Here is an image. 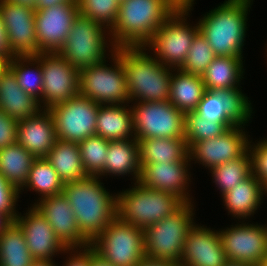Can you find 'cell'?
Returning a JSON list of instances; mask_svg holds the SVG:
<instances>
[{
	"instance_id": "obj_12",
	"label": "cell",
	"mask_w": 267,
	"mask_h": 266,
	"mask_svg": "<svg viewBox=\"0 0 267 266\" xmlns=\"http://www.w3.org/2000/svg\"><path fill=\"white\" fill-rule=\"evenodd\" d=\"M99 106V103L78 94L50 107L57 139L80 143L95 135Z\"/></svg>"
},
{
	"instance_id": "obj_47",
	"label": "cell",
	"mask_w": 267,
	"mask_h": 266,
	"mask_svg": "<svg viewBox=\"0 0 267 266\" xmlns=\"http://www.w3.org/2000/svg\"><path fill=\"white\" fill-rule=\"evenodd\" d=\"M136 266H180L172 261L155 260L153 258H147L146 256Z\"/></svg>"
},
{
	"instance_id": "obj_39",
	"label": "cell",
	"mask_w": 267,
	"mask_h": 266,
	"mask_svg": "<svg viewBox=\"0 0 267 266\" xmlns=\"http://www.w3.org/2000/svg\"><path fill=\"white\" fill-rule=\"evenodd\" d=\"M215 57L212 47L199 31L192 41L186 60L180 70L185 73L202 75Z\"/></svg>"
},
{
	"instance_id": "obj_19",
	"label": "cell",
	"mask_w": 267,
	"mask_h": 266,
	"mask_svg": "<svg viewBox=\"0 0 267 266\" xmlns=\"http://www.w3.org/2000/svg\"><path fill=\"white\" fill-rule=\"evenodd\" d=\"M24 215L18 214L15 222L23 230L29 252L35 260H53V256L60 254L59 252L68 253V248L57 238L46 218L33 205Z\"/></svg>"
},
{
	"instance_id": "obj_40",
	"label": "cell",
	"mask_w": 267,
	"mask_h": 266,
	"mask_svg": "<svg viewBox=\"0 0 267 266\" xmlns=\"http://www.w3.org/2000/svg\"><path fill=\"white\" fill-rule=\"evenodd\" d=\"M79 14L99 22L109 30L117 18L119 4L116 0H76Z\"/></svg>"
},
{
	"instance_id": "obj_22",
	"label": "cell",
	"mask_w": 267,
	"mask_h": 266,
	"mask_svg": "<svg viewBox=\"0 0 267 266\" xmlns=\"http://www.w3.org/2000/svg\"><path fill=\"white\" fill-rule=\"evenodd\" d=\"M243 74V58L216 56L201 76L208 91L229 93L235 96L250 112H253L249 97L238 88Z\"/></svg>"
},
{
	"instance_id": "obj_18",
	"label": "cell",
	"mask_w": 267,
	"mask_h": 266,
	"mask_svg": "<svg viewBox=\"0 0 267 266\" xmlns=\"http://www.w3.org/2000/svg\"><path fill=\"white\" fill-rule=\"evenodd\" d=\"M34 207L46 218L66 248H82L91 243L81 234L76 217L63 193L38 199Z\"/></svg>"
},
{
	"instance_id": "obj_6",
	"label": "cell",
	"mask_w": 267,
	"mask_h": 266,
	"mask_svg": "<svg viewBox=\"0 0 267 266\" xmlns=\"http://www.w3.org/2000/svg\"><path fill=\"white\" fill-rule=\"evenodd\" d=\"M193 202L185 203L174 214L144 229V251L147 258L179 264L184 242L194 226Z\"/></svg>"
},
{
	"instance_id": "obj_32",
	"label": "cell",
	"mask_w": 267,
	"mask_h": 266,
	"mask_svg": "<svg viewBox=\"0 0 267 266\" xmlns=\"http://www.w3.org/2000/svg\"><path fill=\"white\" fill-rule=\"evenodd\" d=\"M35 159L32 153L17 142L0 149V173L20 194Z\"/></svg>"
},
{
	"instance_id": "obj_48",
	"label": "cell",
	"mask_w": 267,
	"mask_h": 266,
	"mask_svg": "<svg viewBox=\"0 0 267 266\" xmlns=\"http://www.w3.org/2000/svg\"><path fill=\"white\" fill-rule=\"evenodd\" d=\"M177 10H189L193 9L195 0H168ZM192 8V9H191Z\"/></svg>"
},
{
	"instance_id": "obj_37",
	"label": "cell",
	"mask_w": 267,
	"mask_h": 266,
	"mask_svg": "<svg viewBox=\"0 0 267 266\" xmlns=\"http://www.w3.org/2000/svg\"><path fill=\"white\" fill-rule=\"evenodd\" d=\"M213 183L217 185L221 194L235 188L251 174V158L248 151L235 160L220 164L210 170Z\"/></svg>"
},
{
	"instance_id": "obj_57",
	"label": "cell",
	"mask_w": 267,
	"mask_h": 266,
	"mask_svg": "<svg viewBox=\"0 0 267 266\" xmlns=\"http://www.w3.org/2000/svg\"><path fill=\"white\" fill-rule=\"evenodd\" d=\"M116 1L120 5L124 0H116Z\"/></svg>"
},
{
	"instance_id": "obj_52",
	"label": "cell",
	"mask_w": 267,
	"mask_h": 266,
	"mask_svg": "<svg viewBox=\"0 0 267 266\" xmlns=\"http://www.w3.org/2000/svg\"><path fill=\"white\" fill-rule=\"evenodd\" d=\"M31 266H58L53 260H35Z\"/></svg>"
},
{
	"instance_id": "obj_9",
	"label": "cell",
	"mask_w": 267,
	"mask_h": 266,
	"mask_svg": "<svg viewBox=\"0 0 267 266\" xmlns=\"http://www.w3.org/2000/svg\"><path fill=\"white\" fill-rule=\"evenodd\" d=\"M188 15L189 10L175 11L144 46L155 53L152 56L158 61L172 69L183 66L192 41L199 32L198 23L194 26L188 24Z\"/></svg>"
},
{
	"instance_id": "obj_25",
	"label": "cell",
	"mask_w": 267,
	"mask_h": 266,
	"mask_svg": "<svg viewBox=\"0 0 267 266\" xmlns=\"http://www.w3.org/2000/svg\"><path fill=\"white\" fill-rule=\"evenodd\" d=\"M194 112L215 122H241L250 113L235 96L208 90Z\"/></svg>"
},
{
	"instance_id": "obj_38",
	"label": "cell",
	"mask_w": 267,
	"mask_h": 266,
	"mask_svg": "<svg viewBox=\"0 0 267 266\" xmlns=\"http://www.w3.org/2000/svg\"><path fill=\"white\" fill-rule=\"evenodd\" d=\"M109 143V140L96 134L78 143L83 169L87 176L103 177Z\"/></svg>"
},
{
	"instance_id": "obj_50",
	"label": "cell",
	"mask_w": 267,
	"mask_h": 266,
	"mask_svg": "<svg viewBox=\"0 0 267 266\" xmlns=\"http://www.w3.org/2000/svg\"><path fill=\"white\" fill-rule=\"evenodd\" d=\"M0 1H8L14 4H19V5H23V6H29L33 9H35V5L37 0H0Z\"/></svg>"
},
{
	"instance_id": "obj_55",
	"label": "cell",
	"mask_w": 267,
	"mask_h": 266,
	"mask_svg": "<svg viewBox=\"0 0 267 266\" xmlns=\"http://www.w3.org/2000/svg\"><path fill=\"white\" fill-rule=\"evenodd\" d=\"M267 193V183L263 186V195Z\"/></svg>"
},
{
	"instance_id": "obj_8",
	"label": "cell",
	"mask_w": 267,
	"mask_h": 266,
	"mask_svg": "<svg viewBox=\"0 0 267 266\" xmlns=\"http://www.w3.org/2000/svg\"><path fill=\"white\" fill-rule=\"evenodd\" d=\"M110 58L113 66L105 60L79 70V94L100 105L130 104L122 61L115 51Z\"/></svg>"
},
{
	"instance_id": "obj_10",
	"label": "cell",
	"mask_w": 267,
	"mask_h": 266,
	"mask_svg": "<svg viewBox=\"0 0 267 266\" xmlns=\"http://www.w3.org/2000/svg\"><path fill=\"white\" fill-rule=\"evenodd\" d=\"M91 246L113 266H136L145 257L144 230L115 217Z\"/></svg>"
},
{
	"instance_id": "obj_7",
	"label": "cell",
	"mask_w": 267,
	"mask_h": 266,
	"mask_svg": "<svg viewBox=\"0 0 267 266\" xmlns=\"http://www.w3.org/2000/svg\"><path fill=\"white\" fill-rule=\"evenodd\" d=\"M106 29L99 22L78 14L58 54L78 70L103 62L105 58L109 59L107 55L110 54H106V48L111 47L108 50L110 53L115 51V47L111 44L110 31Z\"/></svg>"
},
{
	"instance_id": "obj_23",
	"label": "cell",
	"mask_w": 267,
	"mask_h": 266,
	"mask_svg": "<svg viewBox=\"0 0 267 266\" xmlns=\"http://www.w3.org/2000/svg\"><path fill=\"white\" fill-rule=\"evenodd\" d=\"M57 140L54 119L49 109L18 121L16 142L36 158H45Z\"/></svg>"
},
{
	"instance_id": "obj_46",
	"label": "cell",
	"mask_w": 267,
	"mask_h": 266,
	"mask_svg": "<svg viewBox=\"0 0 267 266\" xmlns=\"http://www.w3.org/2000/svg\"><path fill=\"white\" fill-rule=\"evenodd\" d=\"M63 3H77L76 0H37L35 10H43L48 7L60 5Z\"/></svg>"
},
{
	"instance_id": "obj_4",
	"label": "cell",
	"mask_w": 267,
	"mask_h": 266,
	"mask_svg": "<svg viewBox=\"0 0 267 266\" xmlns=\"http://www.w3.org/2000/svg\"><path fill=\"white\" fill-rule=\"evenodd\" d=\"M253 0H225L198 21L199 31L216 56L243 58L248 11Z\"/></svg>"
},
{
	"instance_id": "obj_5",
	"label": "cell",
	"mask_w": 267,
	"mask_h": 266,
	"mask_svg": "<svg viewBox=\"0 0 267 266\" xmlns=\"http://www.w3.org/2000/svg\"><path fill=\"white\" fill-rule=\"evenodd\" d=\"M135 186L116 194V217L128 224L145 229L174 214L185 202L177 195L161 190Z\"/></svg>"
},
{
	"instance_id": "obj_28",
	"label": "cell",
	"mask_w": 267,
	"mask_h": 266,
	"mask_svg": "<svg viewBox=\"0 0 267 266\" xmlns=\"http://www.w3.org/2000/svg\"><path fill=\"white\" fill-rule=\"evenodd\" d=\"M172 73L168 101L183 113L194 112L207 91L202 76L180 69H173Z\"/></svg>"
},
{
	"instance_id": "obj_30",
	"label": "cell",
	"mask_w": 267,
	"mask_h": 266,
	"mask_svg": "<svg viewBox=\"0 0 267 266\" xmlns=\"http://www.w3.org/2000/svg\"><path fill=\"white\" fill-rule=\"evenodd\" d=\"M140 167L150 163H172L183 161L189 150L185 138L138 139Z\"/></svg>"
},
{
	"instance_id": "obj_56",
	"label": "cell",
	"mask_w": 267,
	"mask_h": 266,
	"mask_svg": "<svg viewBox=\"0 0 267 266\" xmlns=\"http://www.w3.org/2000/svg\"><path fill=\"white\" fill-rule=\"evenodd\" d=\"M260 266H267V258L260 264Z\"/></svg>"
},
{
	"instance_id": "obj_44",
	"label": "cell",
	"mask_w": 267,
	"mask_h": 266,
	"mask_svg": "<svg viewBox=\"0 0 267 266\" xmlns=\"http://www.w3.org/2000/svg\"><path fill=\"white\" fill-rule=\"evenodd\" d=\"M68 252L71 256L65 260V263L63 262L62 266H91V245L79 249L68 248Z\"/></svg>"
},
{
	"instance_id": "obj_53",
	"label": "cell",
	"mask_w": 267,
	"mask_h": 266,
	"mask_svg": "<svg viewBox=\"0 0 267 266\" xmlns=\"http://www.w3.org/2000/svg\"><path fill=\"white\" fill-rule=\"evenodd\" d=\"M224 266H254L245 262H232L227 261Z\"/></svg>"
},
{
	"instance_id": "obj_27",
	"label": "cell",
	"mask_w": 267,
	"mask_h": 266,
	"mask_svg": "<svg viewBox=\"0 0 267 266\" xmlns=\"http://www.w3.org/2000/svg\"><path fill=\"white\" fill-rule=\"evenodd\" d=\"M124 105V106H123ZM127 104L100 105L96 135L109 141L135 138L131 107Z\"/></svg>"
},
{
	"instance_id": "obj_21",
	"label": "cell",
	"mask_w": 267,
	"mask_h": 266,
	"mask_svg": "<svg viewBox=\"0 0 267 266\" xmlns=\"http://www.w3.org/2000/svg\"><path fill=\"white\" fill-rule=\"evenodd\" d=\"M227 262L218 230L194 226L189 230L180 266H224Z\"/></svg>"
},
{
	"instance_id": "obj_54",
	"label": "cell",
	"mask_w": 267,
	"mask_h": 266,
	"mask_svg": "<svg viewBox=\"0 0 267 266\" xmlns=\"http://www.w3.org/2000/svg\"><path fill=\"white\" fill-rule=\"evenodd\" d=\"M8 65V60L0 57V76H1V73L5 70V68L7 67Z\"/></svg>"
},
{
	"instance_id": "obj_11",
	"label": "cell",
	"mask_w": 267,
	"mask_h": 266,
	"mask_svg": "<svg viewBox=\"0 0 267 266\" xmlns=\"http://www.w3.org/2000/svg\"><path fill=\"white\" fill-rule=\"evenodd\" d=\"M131 106L135 138H184V113L169 101L134 102Z\"/></svg>"
},
{
	"instance_id": "obj_29",
	"label": "cell",
	"mask_w": 267,
	"mask_h": 266,
	"mask_svg": "<svg viewBox=\"0 0 267 266\" xmlns=\"http://www.w3.org/2000/svg\"><path fill=\"white\" fill-rule=\"evenodd\" d=\"M141 167L139 164L138 140L110 141L106 161L103 167V176H124L131 174L134 181L140 179Z\"/></svg>"
},
{
	"instance_id": "obj_31",
	"label": "cell",
	"mask_w": 267,
	"mask_h": 266,
	"mask_svg": "<svg viewBox=\"0 0 267 266\" xmlns=\"http://www.w3.org/2000/svg\"><path fill=\"white\" fill-rule=\"evenodd\" d=\"M45 159L64 184L88 177L83 169L78 143L57 139Z\"/></svg>"
},
{
	"instance_id": "obj_33",
	"label": "cell",
	"mask_w": 267,
	"mask_h": 266,
	"mask_svg": "<svg viewBox=\"0 0 267 266\" xmlns=\"http://www.w3.org/2000/svg\"><path fill=\"white\" fill-rule=\"evenodd\" d=\"M34 261L23 230L12 222L0 233V266H31Z\"/></svg>"
},
{
	"instance_id": "obj_16",
	"label": "cell",
	"mask_w": 267,
	"mask_h": 266,
	"mask_svg": "<svg viewBox=\"0 0 267 266\" xmlns=\"http://www.w3.org/2000/svg\"><path fill=\"white\" fill-rule=\"evenodd\" d=\"M77 3H63L35 10V29L39 53H58L65 44L78 16Z\"/></svg>"
},
{
	"instance_id": "obj_14",
	"label": "cell",
	"mask_w": 267,
	"mask_h": 266,
	"mask_svg": "<svg viewBox=\"0 0 267 266\" xmlns=\"http://www.w3.org/2000/svg\"><path fill=\"white\" fill-rule=\"evenodd\" d=\"M43 75L42 108L67 101L79 94V70L58 53H39Z\"/></svg>"
},
{
	"instance_id": "obj_34",
	"label": "cell",
	"mask_w": 267,
	"mask_h": 266,
	"mask_svg": "<svg viewBox=\"0 0 267 266\" xmlns=\"http://www.w3.org/2000/svg\"><path fill=\"white\" fill-rule=\"evenodd\" d=\"M7 67L14 73L18 86L40 103L43 92L41 61L35 55L13 56Z\"/></svg>"
},
{
	"instance_id": "obj_15",
	"label": "cell",
	"mask_w": 267,
	"mask_h": 266,
	"mask_svg": "<svg viewBox=\"0 0 267 266\" xmlns=\"http://www.w3.org/2000/svg\"><path fill=\"white\" fill-rule=\"evenodd\" d=\"M218 232L227 261L260 266L267 258L266 224L263 226L242 222Z\"/></svg>"
},
{
	"instance_id": "obj_26",
	"label": "cell",
	"mask_w": 267,
	"mask_h": 266,
	"mask_svg": "<svg viewBox=\"0 0 267 266\" xmlns=\"http://www.w3.org/2000/svg\"><path fill=\"white\" fill-rule=\"evenodd\" d=\"M221 196L228 214L245 221L246 218L254 215L261 202L263 203V186L251 173L238 186Z\"/></svg>"
},
{
	"instance_id": "obj_24",
	"label": "cell",
	"mask_w": 267,
	"mask_h": 266,
	"mask_svg": "<svg viewBox=\"0 0 267 266\" xmlns=\"http://www.w3.org/2000/svg\"><path fill=\"white\" fill-rule=\"evenodd\" d=\"M41 107L37 99L18 86L14 73L6 67L0 76V110L20 121L34 116Z\"/></svg>"
},
{
	"instance_id": "obj_45",
	"label": "cell",
	"mask_w": 267,
	"mask_h": 266,
	"mask_svg": "<svg viewBox=\"0 0 267 266\" xmlns=\"http://www.w3.org/2000/svg\"><path fill=\"white\" fill-rule=\"evenodd\" d=\"M13 56L14 55L11 53L9 49L6 30L4 28L0 15V57L6 60H10Z\"/></svg>"
},
{
	"instance_id": "obj_51",
	"label": "cell",
	"mask_w": 267,
	"mask_h": 266,
	"mask_svg": "<svg viewBox=\"0 0 267 266\" xmlns=\"http://www.w3.org/2000/svg\"><path fill=\"white\" fill-rule=\"evenodd\" d=\"M12 221L2 212H0V233H2Z\"/></svg>"
},
{
	"instance_id": "obj_2",
	"label": "cell",
	"mask_w": 267,
	"mask_h": 266,
	"mask_svg": "<svg viewBox=\"0 0 267 266\" xmlns=\"http://www.w3.org/2000/svg\"><path fill=\"white\" fill-rule=\"evenodd\" d=\"M177 9L168 0H124L109 29L117 47L145 46Z\"/></svg>"
},
{
	"instance_id": "obj_36",
	"label": "cell",
	"mask_w": 267,
	"mask_h": 266,
	"mask_svg": "<svg viewBox=\"0 0 267 266\" xmlns=\"http://www.w3.org/2000/svg\"><path fill=\"white\" fill-rule=\"evenodd\" d=\"M239 123L209 121L196 112L184 113V138L188 149L195 142L220 136Z\"/></svg>"
},
{
	"instance_id": "obj_3",
	"label": "cell",
	"mask_w": 267,
	"mask_h": 266,
	"mask_svg": "<svg viewBox=\"0 0 267 266\" xmlns=\"http://www.w3.org/2000/svg\"><path fill=\"white\" fill-rule=\"evenodd\" d=\"M146 50L144 46L115 48L126 74L130 103L168 101L173 69L148 55Z\"/></svg>"
},
{
	"instance_id": "obj_41",
	"label": "cell",
	"mask_w": 267,
	"mask_h": 266,
	"mask_svg": "<svg viewBox=\"0 0 267 266\" xmlns=\"http://www.w3.org/2000/svg\"><path fill=\"white\" fill-rule=\"evenodd\" d=\"M252 145V140L248 144V153L251 158V173L264 186L267 183V138L257 141Z\"/></svg>"
},
{
	"instance_id": "obj_13",
	"label": "cell",
	"mask_w": 267,
	"mask_h": 266,
	"mask_svg": "<svg viewBox=\"0 0 267 266\" xmlns=\"http://www.w3.org/2000/svg\"><path fill=\"white\" fill-rule=\"evenodd\" d=\"M250 112L239 124L230 127L222 135L195 142L188 150L190 160L209 170L228 161L242 157L248 151V134L243 127L250 121Z\"/></svg>"
},
{
	"instance_id": "obj_49",
	"label": "cell",
	"mask_w": 267,
	"mask_h": 266,
	"mask_svg": "<svg viewBox=\"0 0 267 266\" xmlns=\"http://www.w3.org/2000/svg\"><path fill=\"white\" fill-rule=\"evenodd\" d=\"M91 266H113V265L111 263H108L101 256H99L91 246Z\"/></svg>"
},
{
	"instance_id": "obj_20",
	"label": "cell",
	"mask_w": 267,
	"mask_h": 266,
	"mask_svg": "<svg viewBox=\"0 0 267 266\" xmlns=\"http://www.w3.org/2000/svg\"><path fill=\"white\" fill-rule=\"evenodd\" d=\"M189 165V155L180 162L143 164L138 182L151 189L173 193L185 203H190L192 198L187 190L191 180Z\"/></svg>"
},
{
	"instance_id": "obj_43",
	"label": "cell",
	"mask_w": 267,
	"mask_h": 266,
	"mask_svg": "<svg viewBox=\"0 0 267 266\" xmlns=\"http://www.w3.org/2000/svg\"><path fill=\"white\" fill-rule=\"evenodd\" d=\"M18 121L0 110V149L16 143Z\"/></svg>"
},
{
	"instance_id": "obj_1",
	"label": "cell",
	"mask_w": 267,
	"mask_h": 266,
	"mask_svg": "<svg viewBox=\"0 0 267 266\" xmlns=\"http://www.w3.org/2000/svg\"><path fill=\"white\" fill-rule=\"evenodd\" d=\"M100 177L88 176L63 186L81 234L94 241L116 217V195L110 194Z\"/></svg>"
},
{
	"instance_id": "obj_35",
	"label": "cell",
	"mask_w": 267,
	"mask_h": 266,
	"mask_svg": "<svg viewBox=\"0 0 267 266\" xmlns=\"http://www.w3.org/2000/svg\"><path fill=\"white\" fill-rule=\"evenodd\" d=\"M63 186L64 183L51 164L45 158H36L31 165L27 182L21 190H34L42 199L61 194Z\"/></svg>"
},
{
	"instance_id": "obj_42",
	"label": "cell",
	"mask_w": 267,
	"mask_h": 266,
	"mask_svg": "<svg viewBox=\"0 0 267 266\" xmlns=\"http://www.w3.org/2000/svg\"><path fill=\"white\" fill-rule=\"evenodd\" d=\"M19 194L20 191L0 173V212L4 213L12 222L18 216L16 203L19 201Z\"/></svg>"
},
{
	"instance_id": "obj_17",
	"label": "cell",
	"mask_w": 267,
	"mask_h": 266,
	"mask_svg": "<svg viewBox=\"0 0 267 266\" xmlns=\"http://www.w3.org/2000/svg\"><path fill=\"white\" fill-rule=\"evenodd\" d=\"M0 15L14 56L37 55L35 9L0 1Z\"/></svg>"
}]
</instances>
